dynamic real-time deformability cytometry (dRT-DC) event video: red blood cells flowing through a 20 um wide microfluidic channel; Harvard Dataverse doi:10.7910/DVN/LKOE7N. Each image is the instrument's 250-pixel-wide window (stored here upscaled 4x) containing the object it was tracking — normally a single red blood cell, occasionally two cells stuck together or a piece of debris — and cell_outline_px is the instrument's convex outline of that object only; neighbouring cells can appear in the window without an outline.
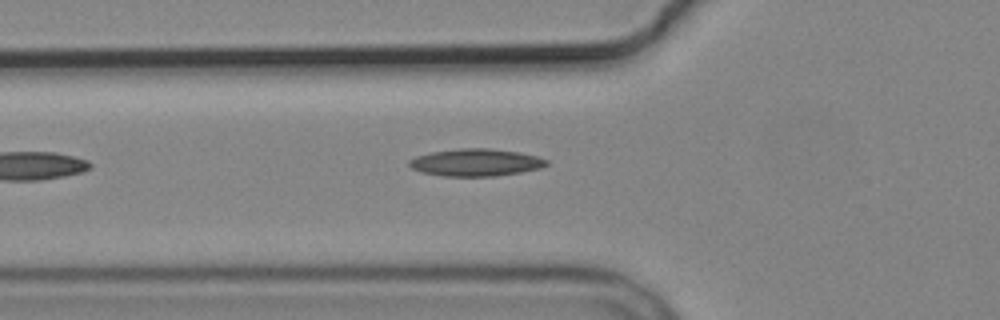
{"species": "common noctule bat (a hibernating species)", "species_latin": "Nyctalus noctula", "temperature_condition": "cold", "stored_images_in_passage": 2, "camera_frame_rate_fps": 3000, "um_per_image_px": 0.085, "animal": {"sex": "male", "body_mass_g": 19.2, "forearm_length_mm": 51.8}, "frame": {"image": 1, "passage_image": 2, "time_ms": 1.667, "image_size_px": [1000, 320], "cell_outline_px": [[548, 164], [540, 168], [520, 172], [496, 176], [444, 176], [420, 172], [412, 168], [408, 164], [408, 160], [416, 156], [432, 152], [460, 148], [488, 148], [520, 152], [536, 156], [548, 160]], "centroid_in_image_um": [40.43, 13.81], "position_along_channel_um": 85.4, "area_um2": 21.85}}